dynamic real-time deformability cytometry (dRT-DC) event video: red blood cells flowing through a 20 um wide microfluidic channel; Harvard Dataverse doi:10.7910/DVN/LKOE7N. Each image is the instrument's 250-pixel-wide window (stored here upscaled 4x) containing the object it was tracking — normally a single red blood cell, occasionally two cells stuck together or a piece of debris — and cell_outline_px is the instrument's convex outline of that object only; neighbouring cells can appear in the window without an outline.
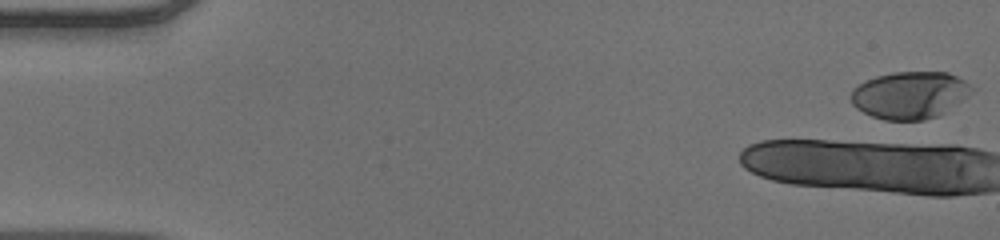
{"species": "human", "species_latin": "Homo sapiens", "temperature_condition": "warm", "stored_images_in_passage": 15, "camera_frame_rate_fps": 3000, "um_per_image_px": 0.085, "donor": {"sex": "male"}, "frame": {"image": 1, "passage_image": 1, "time_ms": 0.0, "image_size_px": [1000, 240], "cell_outline_px": [[976, 88], [968, 96], [940, 116], [924, 120], [884, 120], [872, 116], [856, 108], [852, 104], [852, 88], [876, 76], [892, 72], [948, 72], [964, 80]], "centroid_in_image_um": [77.37, 8.08], "position_along_channel_um": 7.6, "area_um2": 33.35}}